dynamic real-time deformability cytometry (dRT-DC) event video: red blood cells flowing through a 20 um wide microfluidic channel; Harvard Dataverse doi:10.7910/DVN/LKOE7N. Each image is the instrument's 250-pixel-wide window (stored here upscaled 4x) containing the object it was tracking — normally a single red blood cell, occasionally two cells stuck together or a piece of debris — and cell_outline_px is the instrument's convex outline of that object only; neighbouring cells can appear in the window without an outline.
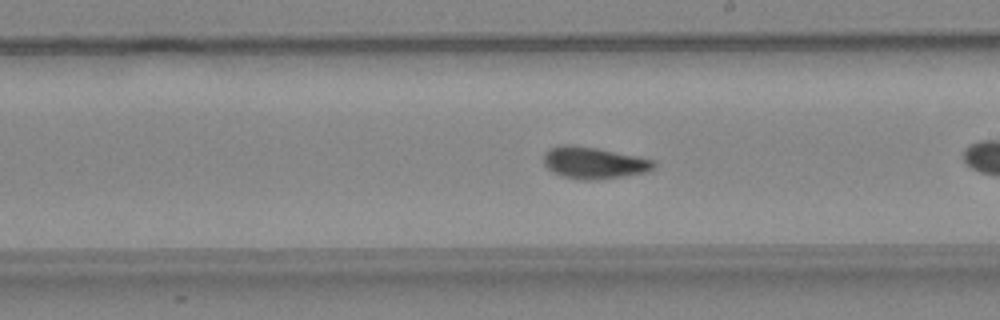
{"species": "common noctule bat (a hibernating species)", "species_latin": "Nyctalus noctula", "temperature_condition": "warm", "stored_images_in_passage": 22, "camera_frame_rate_fps": 3000, "um_per_image_px": 0.085, "animal": {"sex": "female", "body_mass_g": 24.6, "forearm_length_mm": 56.2}, "frame": {"image": 1, "passage_image": 13, "time_ms": 4.0, "image_size_px": [1000, 320], "cell_outline_px": [[656, 164], [648, 172], [596, 180], [584, 180], [564, 176], [552, 172], [544, 164], [544, 152], [548, 148], [560, 144], [572, 144], [596, 148], [636, 156], [652, 160]], "centroid_in_image_um": [50.42, 13.83], "position_along_channel_um": 238.6, "area_um2": 20.29}}
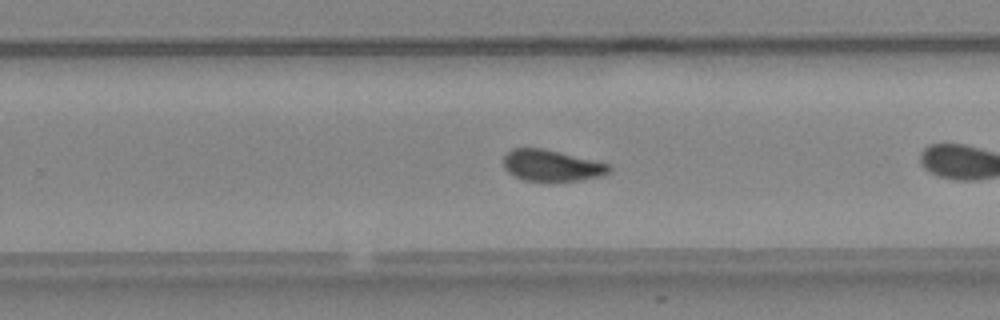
{"frame": {"image": 2, "passage_image": 16, "time_ms": 5.0, "image_size_px": [1000, 320], "cell_outline_px": [[612, 172], [604, 176], [580, 180], [524, 180], [508, 172], [504, 168], [504, 156], [512, 148], [544, 148], [612, 164]], "centroid_in_image_um": [46.96, 14.05], "position_along_channel_um": 282.8, "area_um2": 19.36}}